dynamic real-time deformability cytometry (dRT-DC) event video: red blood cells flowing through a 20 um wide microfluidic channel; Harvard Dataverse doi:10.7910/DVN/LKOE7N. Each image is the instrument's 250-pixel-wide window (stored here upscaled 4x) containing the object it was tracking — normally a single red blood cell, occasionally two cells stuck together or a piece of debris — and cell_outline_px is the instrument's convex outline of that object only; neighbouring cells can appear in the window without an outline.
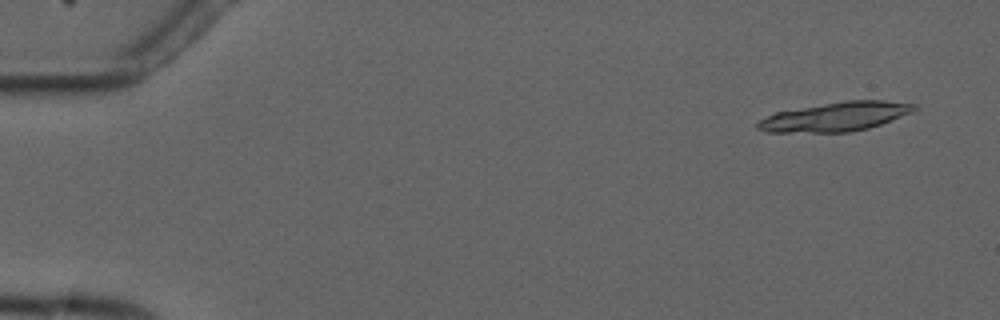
{"species": "common noctule bat (a hibernating species)", "species_latin": "Nyctalus noctula", "temperature_condition": "cold", "stored_images_in_passage": 5, "camera_frame_rate_fps": 3000, "um_per_image_px": 0.085, "animal": {"sex": "male", "forearm_length_mm": 52.5}, "frame": {"image": 1, "passage_image": 1, "time_ms": 0.0, "image_size_px": [1000, 320], "cell_outline_px": [[916, 108], [912, 112], [880, 124], [868, 128], [848, 132], [768, 132], [756, 128], [756, 124], [760, 120], [776, 112], [848, 100], [884, 100], [916, 104]], "centroid_in_image_um": [71.03, 9.92], "position_along_channel_um": 14.0, "area_um2": 26.07}}